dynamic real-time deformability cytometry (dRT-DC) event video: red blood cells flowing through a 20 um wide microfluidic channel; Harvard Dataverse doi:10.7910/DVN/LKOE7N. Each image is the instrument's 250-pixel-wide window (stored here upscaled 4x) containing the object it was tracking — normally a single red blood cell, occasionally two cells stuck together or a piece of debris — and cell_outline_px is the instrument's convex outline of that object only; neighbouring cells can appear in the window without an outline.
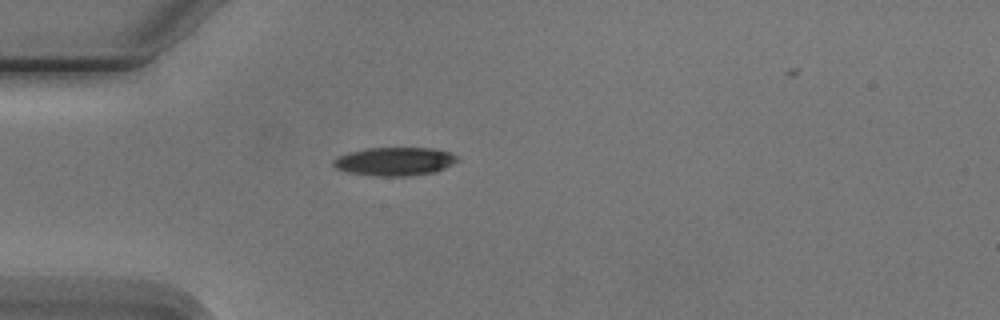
{"species": "Egyptian fruit bat (a non-hibernating species)", "species_latin": "Rousettus aegyptiacus", "temperature_condition": "cold", "stored_images_in_passage": 4, "camera_frame_rate_fps": 3000, "um_per_image_px": 0.085, "animal": {"sex": "male"}, "frame": {"image": 1, "passage_image": 4, "time_ms": 3.333, "image_size_px": [1000, 320], "cell_outline_px": [[460, 160], [444, 168], [432, 172], [404, 176], [376, 176], [348, 172], [336, 168], [332, 164], [332, 160], [336, 156], [348, 152], [368, 148], [432, 148], [448, 152], [456, 156]], "centroid_in_image_um": [33.49, 13.71], "position_along_channel_um": 51.5, "area_um2": 20.4}}